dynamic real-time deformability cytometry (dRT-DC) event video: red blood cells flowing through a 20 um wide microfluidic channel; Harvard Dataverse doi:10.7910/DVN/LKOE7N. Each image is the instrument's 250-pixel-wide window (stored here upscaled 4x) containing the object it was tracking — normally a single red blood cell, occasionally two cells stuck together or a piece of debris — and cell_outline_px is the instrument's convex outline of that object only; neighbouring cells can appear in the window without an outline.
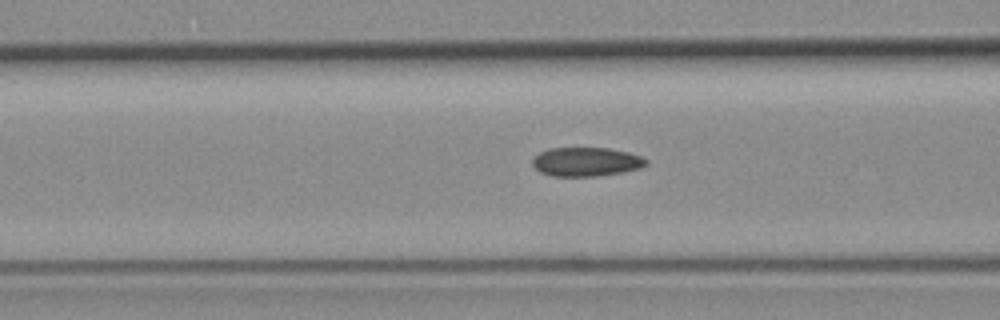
{"species": "common noctule bat (a hibernating species)", "species_latin": "Nyctalus noctula", "temperature_condition": "room temperature", "stored_images_in_passage": 44, "camera_frame_rate_fps": 3000, "um_per_image_px": 0.085, "animal": {"sex": "female", "body_mass_g": 19.3, "forearm_length_mm": 54.1}, "frame": {"image": 1, "passage_image": 21, "time_ms": 6.667, "image_size_px": [1000, 320], "cell_outline_px": [[648, 164], [640, 168], [624, 172], [596, 176], [552, 176], [540, 172], [532, 164], [532, 160], [540, 152], [552, 148], [608, 148], [628, 152], [640, 156], [648, 160]], "centroid_in_image_um": [49.85, 13.76], "position_along_channel_um": 116.8, "area_um2": 19.13}}
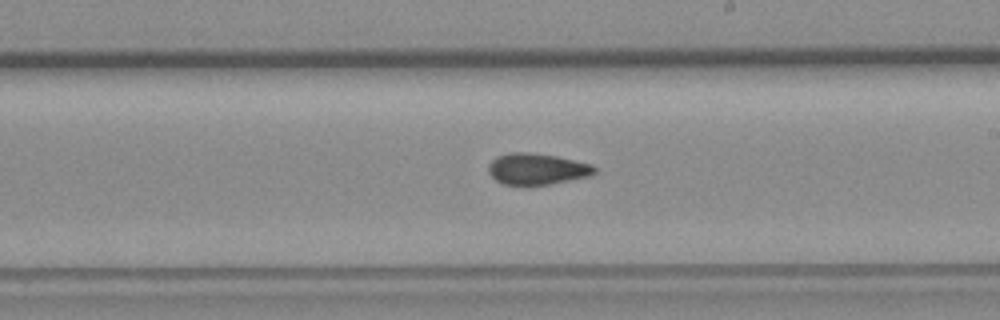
{"frame": {"image": 2, "passage_image": 31, "time_ms": 10.0, "image_size_px": [1000, 320], "cell_outline_px": [[596, 172], [592, 176], [548, 184], [524, 188], [504, 184], [496, 180], [488, 172], [488, 164], [496, 156], [512, 152], [524, 152], [556, 156], [592, 164], [596, 168]], "centroid_in_image_um": [45.62, 14.4], "position_along_channel_um": 243.4, "area_um2": 19.83}}
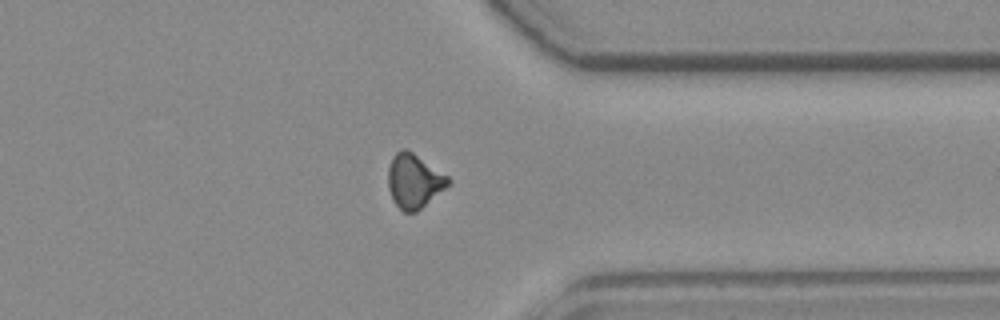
{"frame": {"image": 3, "passage_image": 42, "time_ms": 13.667, "image_size_px": [1000, 320], "cell_outline_px": [[452, 180], [444, 188], [416, 212], [404, 212], [392, 200], [388, 188], [388, 168], [392, 156], [400, 148], [404, 148], [412, 152], [448, 176]], "centroid_in_image_um": [35.16, 15.37], "position_along_channel_um": 376.2, "area_um2": 18.73}}